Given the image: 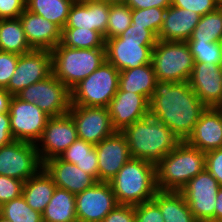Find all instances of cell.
Here are the masks:
<instances>
[{
	"label": "cell",
	"instance_id": "1",
	"mask_svg": "<svg viewBox=\"0 0 222 222\" xmlns=\"http://www.w3.org/2000/svg\"><path fill=\"white\" fill-rule=\"evenodd\" d=\"M206 108L189 82L157 81L149 100V114L169 127L180 141L192 134Z\"/></svg>",
	"mask_w": 222,
	"mask_h": 222
},
{
	"label": "cell",
	"instance_id": "2",
	"mask_svg": "<svg viewBox=\"0 0 222 222\" xmlns=\"http://www.w3.org/2000/svg\"><path fill=\"white\" fill-rule=\"evenodd\" d=\"M125 135L132 158L157 164L181 141L173 131L150 114L126 127Z\"/></svg>",
	"mask_w": 222,
	"mask_h": 222
},
{
	"label": "cell",
	"instance_id": "3",
	"mask_svg": "<svg viewBox=\"0 0 222 222\" xmlns=\"http://www.w3.org/2000/svg\"><path fill=\"white\" fill-rule=\"evenodd\" d=\"M205 165V153L181 141L156 164L157 189L180 192L192 178L205 170Z\"/></svg>",
	"mask_w": 222,
	"mask_h": 222
},
{
	"label": "cell",
	"instance_id": "4",
	"mask_svg": "<svg viewBox=\"0 0 222 222\" xmlns=\"http://www.w3.org/2000/svg\"><path fill=\"white\" fill-rule=\"evenodd\" d=\"M109 183L118 204L136 206L150 201L158 191L156 164L131 158Z\"/></svg>",
	"mask_w": 222,
	"mask_h": 222
},
{
	"label": "cell",
	"instance_id": "5",
	"mask_svg": "<svg viewBox=\"0 0 222 222\" xmlns=\"http://www.w3.org/2000/svg\"><path fill=\"white\" fill-rule=\"evenodd\" d=\"M51 54L53 74L69 90L106 61L105 48L76 49L59 43Z\"/></svg>",
	"mask_w": 222,
	"mask_h": 222
},
{
	"label": "cell",
	"instance_id": "6",
	"mask_svg": "<svg viewBox=\"0 0 222 222\" xmlns=\"http://www.w3.org/2000/svg\"><path fill=\"white\" fill-rule=\"evenodd\" d=\"M119 74L114 65L104 61L70 90L71 105L108 107L118 91Z\"/></svg>",
	"mask_w": 222,
	"mask_h": 222
},
{
	"label": "cell",
	"instance_id": "7",
	"mask_svg": "<svg viewBox=\"0 0 222 222\" xmlns=\"http://www.w3.org/2000/svg\"><path fill=\"white\" fill-rule=\"evenodd\" d=\"M151 63L158 81L189 82L194 59L187 42L157 40Z\"/></svg>",
	"mask_w": 222,
	"mask_h": 222
},
{
	"label": "cell",
	"instance_id": "8",
	"mask_svg": "<svg viewBox=\"0 0 222 222\" xmlns=\"http://www.w3.org/2000/svg\"><path fill=\"white\" fill-rule=\"evenodd\" d=\"M16 96L22 101L36 104L50 117L68 114L71 106V91L53 73L24 88Z\"/></svg>",
	"mask_w": 222,
	"mask_h": 222
},
{
	"label": "cell",
	"instance_id": "9",
	"mask_svg": "<svg viewBox=\"0 0 222 222\" xmlns=\"http://www.w3.org/2000/svg\"><path fill=\"white\" fill-rule=\"evenodd\" d=\"M42 168L34 143L14 140L0 148V175L26 182Z\"/></svg>",
	"mask_w": 222,
	"mask_h": 222
},
{
	"label": "cell",
	"instance_id": "10",
	"mask_svg": "<svg viewBox=\"0 0 222 222\" xmlns=\"http://www.w3.org/2000/svg\"><path fill=\"white\" fill-rule=\"evenodd\" d=\"M11 133L14 140L36 144L50 118L34 103L12 96L9 105Z\"/></svg>",
	"mask_w": 222,
	"mask_h": 222
},
{
	"label": "cell",
	"instance_id": "11",
	"mask_svg": "<svg viewBox=\"0 0 222 222\" xmlns=\"http://www.w3.org/2000/svg\"><path fill=\"white\" fill-rule=\"evenodd\" d=\"M221 186L205 169L180 191L198 222H214L216 196Z\"/></svg>",
	"mask_w": 222,
	"mask_h": 222
},
{
	"label": "cell",
	"instance_id": "12",
	"mask_svg": "<svg viewBox=\"0 0 222 222\" xmlns=\"http://www.w3.org/2000/svg\"><path fill=\"white\" fill-rule=\"evenodd\" d=\"M77 139L76 125L69 114L50 117L35 144L42 163L60 157Z\"/></svg>",
	"mask_w": 222,
	"mask_h": 222
},
{
	"label": "cell",
	"instance_id": "13",
	"mask_svg": "<svg viewBox=\"0 0 222 222\" xmlns=\"http://www.w3.org/2000/svg\"><path fill=\"white\" fill-rule=\"evenodd\" d=\"M68 114L72 117L78 138L97 145L116 132L108 107L71 105Z\"/></svg>",
	"mask_w": 222,
	"mask_h": 222
},
{
	"label": "cell",
	"instance_id": "14",
	"mask_svg": "<svg viewBox=\"0 0 222 222\" xmlns=\"http://www.w3.org/2000/svg\"><path fill=\"white\" fill-rule=\"evenodd\" d=\"M53 73L50 50H35L19 55L18 64L6 90L16 96L24 88Z\"/></svg>",
	"mask_w": 222,
	"mask_h": 222
},
{
	"label": "cell",
	"instance_id": "15",
	"mask_svg": "<svg viewBox=\"0 0 222 222\" xmlns=\"http://www.w3.org/2000/svg\"><path fill=\"white\" fill-rule=\"evenodd\" d=\"M78 222H102L118 205L109 182L98 181L92 187L75 195Z\"/></svg>",
	"mask_w": 222,
	"mask_h": 222
},
{
	"label": "cell",
	"instance_id": "16",
	"mask_svg": "<svg viewBox=\"0 0 222 222\" xmlns=\"http://www.w3.org/2000/svg\"><path fill=\"white\" fill-rule=\"evenodd\" d=\"M157 42H133L119 36L105 40L106 61L119 71L151 63L152 50Z\"/></svg>",
	"mask_w": 222,
	"mask_h": 222
},
{
	"label": "cell",
	"instance_id": "17",
	"mask_svg": "<svg viewBox=\"0 0 222 222\" xmlns=\"http://www.w3.org/2000/svg\"><path fill=\"white\" fill-rule=\"evenodd\" d=\"M95 149L98 158V181L101 182H110L132 158L127 139L120 131L103 139L95 145Z\"/></svg>",
	"mask_w": 222,
	"mask_h": 222
},
{
	"label": "cell",
	"instance_id": "18",
	"mask_svg": "<svg viewBox=\"0 0 222 222\" xmlns=\"http://www.w3.org/2000/svg\"><path fill=\"white\" fill-rule=\"evenodd\" d=\"M189 84L206 107L222 108V65L194 62Z\"/></svg>",
	"mask_w": 222,
	"mask_h": 222
},
{
	"label": "cell",
	"instance_id": "19",
	"mask_svg": "<svg viewBox=\"0 0 222 222\" xmlns=\"http://www.w3.org/2000/svg\"><path fill=\"white\" fill-rule=\"evenodd\" d=\"M113 128L122 132L135 121L149 115V101L140 94L117 91L108 106Z\"/></svg>",
	"mask_w": 222,
	"mask_h": 222
},
{
	"label": "cell",
	"instance_id": "20",
	"mask_svg": "<svg viewBox=\"0 0 222 222\" xmlns=\"http://www.w3.org/2000/svg\"><path fill=\"white\" fill-rule=\"evenodd\" d=\"M186 142L204 153L222 148V108L207 107Z\"/></svg>",
	"mask_w": 222,
	"mask_h": 222
},
{
	"label": "cell",
	"instance_id": "21",
	"mask_svg": "<svg viewBox=\"0 0 222 222\" xmlns=\"http://www.w3.org/2000/svg\"><path fill=\"white\" fill-rule=\"evenodd\" d=\"M110 3L91 0L85 3H73L64 28H84L95 30L106 36Z\"/></svg>",
	"mask_w": 222,
	"mask_h": 222
},
{
	"label": "cell",
	"instance_id": "22",
	"mask_svg": "<svg viewBox=\"0 0 222 222\" xmlns=\"http://www.w3.org/2000/svg\"><path fill=\"white\" fill-rule=\"evenodd\" d=\"M25 37L32 49L52 50L61 42L62 30L53 22L25 9L19 16Z\"/></svg>",
	"mask_w": 222,
	"mask_h": 222
},
{
	"label": "cell",
	"instance_id": "23",
	"mask_svg": "<svg viewBox=\"0 0 222 222\" xmlns=\"http://www.w3.org/2000/svg\"><path fill=\"white\" fill-rule=\"evenodd\" d=\"M43 168L52 177L56 187L66 189L74 195L97 183L92 176L80 170L75 164L66 162L60 157L45 161Z\"/></svg>",
	"mask_w": 222,
	"mask_h": 222
},
{
	"label": "cell",
	"instance_id": "24",
	"mask_svg": "<svg viewBox=\"0 0 222 222\" xmlns=\"http://www.w3.org/2000/svg\"><path fill=\"white\" fill-rule=\"evenodd\" d=\"M201 16L194 11L169 6L166 8L158 40L187 42Z\"/></svg>",
	"mask_w": 222,
	"mask_h": 222
},
{
	"label": "cell",
	"instance_id": "25",
	"mask_svg": "<svg viewBox=\"0 0 222 222\" xmlns=\"http://www.w3.org/2000/svg\"><path fill=\"white\" fill-rule=\"evenodd\" d=\"M157 77L152 63L120 71L118 91L143 95L148 101L154 94Z\"/></svg>",
	"mask_w": 222,
	"mask_h": 222
},
{
	"label": "cell",
	"instance_id": "26",
	"mask_svg": "<svg viewBox=\"0 0 222 222\" xmlns=\"http://www.w3.org/2000/svg\"><path fill=\"white\" fill-rule=\"evenodd\" d=\"M56 185L52 177L42 168L23 184L22 196L26 203L41 214L51 200Z\"/></svg>",
	"mask_w": 222,
	"mask_h": 222
},
{
	"label": "cell",
	"instance_id": "27",
	"mask_svg": "<svg viewBox=\"0 0 222 222\" xmlns=\"http://www.w3.org/2000/svg\"><path fill=\"white\" fill-rule=\"evenodd\" d=\"M153 200L158 204L164 222H198L181 192L158 190Z\"/></svg>",
	"mask_w": 222,
	"mask_h": 222
},
{
	"label": "cell",
	"instance_id": "28",
	"mask_svg": "<svg viewBox=\"0 0 222 222\" xmlns=\"http://www.w3.org/2000/svg\"><path fill=\"white\" fill-rule=\"evenodd\" d=\"M75 195L56 187L53 196L42 213L43 222H78Z\"/></svg>",
	"mask_w": 222,
	"mask_h": 222
},
{
	"label": "cell",
	"instance_id": "29",
	"mask_svg": "<svg viewBox=\"0 0 222 222\" xmlns=\"http://www.w3.org/2000/svg\"><path fill=\"white\" fill-rule=\"evenodd\" d=\"M60 158L75 164L98 182V158L95 145L78 138L62 153Z\"/></svg>",
	"mask_w": 222,
	"mask_h": 222
},
{
	"label": "cell",
	"instance_id": "30",
	"mask_svg": "<svg viewBox=\"0 0 222 222\" xmlns=\"http://www.w3.org/2000/svg\"><path fill=\"white\" fill-rule=\"evenodd\" d=\"M32 50L19 18L0 20V51L21 55Z\"/></svg>",
	"mask_w": 222,
	"mask_h": 222
},
{
	"label": "cell",
	"instance_id": "31",
	"mask_svg": "<svg viewBox=\"0 0 222 222\" xmlns=\"http://www.w3.org/2000/svg\"><path fill=\"white\" fill-rule=\"evenodd\" d=\"M73 5L70 0H26V9L56 24L61 30L65 27Z\"/></svg>",
	"mask_w": 222,
	"mask_h": 222
},
{
	"label": "cell",
	"instance_id": "32",
	"mask_svg": "<svg viewBox=\"0 0 222 222\" xmlns=\"http://www.w3.org/2000/svg\"><path fill=\"white\" fill-rule=\"evenodd\" d=\"M222 39V6L203 15L187 42H219Z\"/></svg>",
	"mask_w": 222,
	"mask_h": 222
},
{
	"label": "cell",
	"instance_id": "33",
	"mask_svg": "<svg viewBox=\"0 0 222 222\" xmlns=\"http://www.w3.org/2000/svg\"><path fill=\"white\" fill-rule=\"evenodd\" d=\"M60 43L76 49L105 48L104 37L99 32L84 28H63Z\"/></svg>",
	"mask_w": 222,
	"mask_h": 222
},
{
	"label": "cell",
	"instance_id": "34",
	"mask_svg": "<svg viewBox=\"0 0 222 222\" xmlns=\"http://www.w3.org/2000/svg\"><path fill=\"white\" fill-rule=\"evenodd\" d=\"M0 215L11 222H43L42 214L33 210L22 195L2 204Z\"/></svg>",
	"mask_w": 222,
	"mask_h": 222
},
{
	"label": "cell",
	"instance_id": "35",
	"mask_svg": "<svg viewBox=\"0 0 222 222\" xmlns=\"http://www.w3.org/2000/svg\"><path fill=\"white\" fill-rule=\"evenodd\" d=\"M132 9L124 3H110L104 40L119 36L132 24Z\"/></svg>",
	"mask_w": 222,
	"mask_h": 222
},
{
	"label": "cell",
	"instance_id": "36",
	"mask_svg": "<svg viewBox=\"0 0 222 222\" xmlns=\"http://www.w3.org/2000/svg\"><path fill=\"white\" fill-rule=\"evenodd\" d=\"M166 8L132 9V25L149 29L156 37L163 25Z\"/></svg>",
	"mask_w": 222,
	"mask_h": 222
},
{
	"label": "cell",
	"instance_id": "37",
	"mask_svg": "<svg viewBox=\"0 0 222 222\" xmlns=\"http://www.w3.org/2000/svg\"><path fill=\"white\" fill-rule=\"evenodd\" d=\"M194 62L222 65V53L219 42H187Z\"/></svg>",
	"mask_w": 222,
	"mask_h": 222
},
{
	"label": "cell",
	"instance_id": "38",
	"mask_svg": "<svg viewBox=\"0 0 222 222\" xmlns=\"http://www.w3.org/2000/svg\"><path fill=\"white\" fill-rule=\"evenodd\" d=\"M24 181L0 175V206L22 195Z\"/></svg>",
	"mask_w": 222,
	"mask_h": 222
},
{
	"label": "cell",
	"instance_id": "39",
	"mask_svg": "<svg viewBox=\"0 0 222 222\" xmlns=\"http://www.w3.org/2000/svg\"><path fill=\"white\" fill-rule=\"evenodd\" d=\"M19 54L0 51V89H6L18 64Z\"/></svg>",
	"mask_w": 222,
	"mask_h": 222
},
{
	"label": "cell",
	"instance_id": "40",
	"mask_svg": "<svg viewBox=\"0 0 222 222\" xmlns=\"http://www.w3.org/2000/svg\"><path fill=\"white\" fill-rule=\"evenodd\" d=\"M171 5L194 11L201 17L216 10L220 4L216 0H171Z\"/></svg>",
	"mask_w": 222,
	"mask_h": 222
},
{
	"label": "cell",
	"instance_id": "41",
	"mask_svg": "<svg viewBox=\"0 0 222 222\" xmlns=\"http://www.w3.org/2000/svg\"><path fill=\"white\" fill-rule=\"evenodd\" d=\"M136 222H164L158 204L152 199L135 206Z\"/></svg>",
	"mask_w": 222,
	"mask_h": 222
},
{
	"label": "cell",
	"instance_id": "42",
	"mask_svg": "<svg viewBox=\"0 0 222 222\" xmlns=\"http://www.w3.org/2000/svg\"><path fill=\"white\" fill-rule=\"evenodd\" d=\"M119 37L126 41L133 42H157V37L145 27L133 26L132 24L119 35Z\"/></svg>",
	"mask_w": 222,
	"mask_h": 222
},
{
	"label": "cell",
	"instance_id": "43",
	"mask_svg": "<svg viewBox=\"0 0 222 222\" xmlns=\"http://www.w3.org/2000/svg\"><path fill=\"white\" fill-rule=\"evenodd\" d=\"M205 169L218 181L222 186V148H218L205 153Z\"/></svg>",
	"mask_w": 222,
	"mask_h": 222
},
{
	"label": "cell",
	"instance_id": "44",
	"mask_svg": "<svg viewBox=\"0 0 222 222\" xmlns=\"http://www.w3.org/2000/svg\"><path fill=\"white\" fill-rule=\"evenodd\" d=\"M102 222H136L135 206L118 204Z\"/></svg>",
	"mask_w": 222,
	"mask_h": 222
},
{
	"label": "cell",
	"instance_id": "45",
	"mask_svg": "<svg viewBox=\"0 0 222 222\" xmlns=\"http://www.w3.org/2000/svg\"><path fill=\"white\" fill-rule=\"evenodd\" d=\"M26 9V0H0V20L14 19Z\"/></svg>",
	"mask_w": 222,
	"mask_h": 222
},
{
	"label": "cell",
	"instance_id": "46",
	"mask_svg": "<svg viewBox=\"0 0 222 222\" xmlns=\"http://www.w3.org/2000/svg\"><path fill=\"white\" fill-rule=\"evenodd\" d=\"M13 141L9 113H0V148Z\"/></svg>",
	"mask_w": 222,
	"mask_h": 222
},
{
	"label": "cell",
	"instance_id": "47",
	"mask_svg": "<svg viewBox=\"0 0 222 222\" xmlns=\"http://www.w3.org/2000/svg\"><path fill=\"white\" fill-rule=\"evenodd\" d=\"M125 4L131 9L168 8L171 6V0H127Z\"/></svg>",
	"mask_w": 222,
	"mask_h": 222
},
{
	"label": "cell",
	"instance_id": "48",
	"mask_svg": "<svg viewBox=\"0 0 222 222\" xmlns=\"http://www.w3.org/2000/svg\"><path fill=\"white\" fill-rule=\"evenodd\" d=\"M12 95L6 89H0V113H9Z\"/></svg>",
	"mask_w": 222,
	"mask_h": 222
},
{
	"label": "cell",
	"instance_id": "49",
	"mask_svg": "<svg viewBox=\"0 0 222 222\" xmlns=\"http://www.w3.org/2000/svg\"><path fill=\"white\" fill-rule=\"evenodd\" d=\"M216 198L214 222H222V186L219 188Z\"/></svg>",
	"mask_w": 222,
	"mask_h": 222
},
{
	"label": "cell",
	"instance_id": "50",
	"mask_svg": "<svg viewBox=\"0 0 222 222\" xmlns=\"http://www.w3.org/2000/svg\"><path fill=\"white\" fill-rule=\"evenodd\" d=\"M102 1H106L108 3H126L127 0H102Z\"/></svg>",
	"mask_w": 222,
	"mask_h": 222
},
{
	"label": "cell",
	"instance_id": "51",
	"mask_svg": "<svg viewBox=\"0 0 222 222\" xmlns=\"http://www.w3.org/2000/svg\"><path fill=\"white\" fill-rule=\"evenodd\" d=\"M71 2L73 3H85V2H88V1H91V0H70Z\"/></svg>",
	"mask_w": 222,
	"mask_h": 222
},
{
	"label": "cell",
	"instance_id": "52",
	"mask_svg": "<svg viewBox=\"0 0 222 222\" xmlns=\"http://www.w3.org/2000/svg\"><path fill=\"white\" fill-rule=\"evenodd\" d=\"M0 222H11V221L0 215Z\"/></svg>",
	"mask_w": 222,
	"mask_h": 222
},
{
	"label": "cell",
	"instance_id": "53",
	"mask_svg": "<svg viewBox=\"0 0 222 222\" xmlns=\"http://www.w3.org/2000/svg\"><path fill=\"white\" fill-rule=\"evenodd\" d=\"M220 47H221V53H222V39L219 41Z\"/></svg>",
	"mask_w": 222,
	"mask_h": 222
},
{
	"label": "cell",
	"instance_id": "54",
	"mask_svg": "<svg viewBox=\"0 0 222 222\" xmlns=\"http://www.w3.org/2000/svg\"><path fill=\"white\" fill-rule=\"evenodd\" d=\"M222 6V0H216Z\"/></svg>",
	"mask_w": 222,
	"mask_h": 222
}]
</instances>
